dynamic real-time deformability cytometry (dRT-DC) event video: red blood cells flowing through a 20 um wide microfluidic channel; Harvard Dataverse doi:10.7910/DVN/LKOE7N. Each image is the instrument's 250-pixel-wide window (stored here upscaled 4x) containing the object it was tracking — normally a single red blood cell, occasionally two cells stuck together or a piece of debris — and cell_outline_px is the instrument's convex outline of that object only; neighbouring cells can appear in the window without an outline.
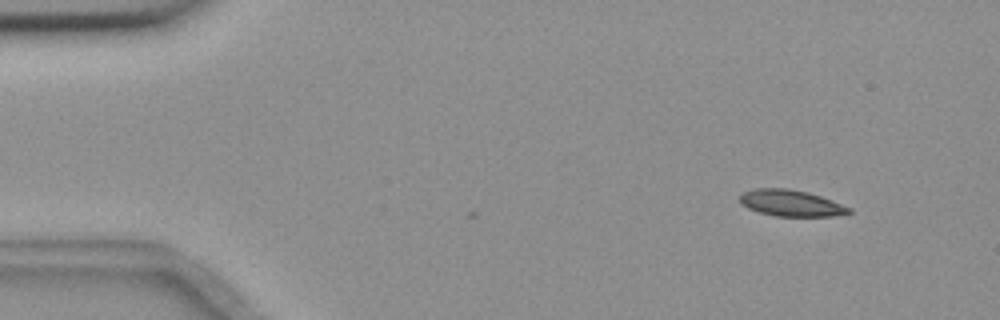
{"species": "common noctule bat (a hibernating species)", "species_latin": "Nyctalus noctula", "temperature_condition": "room temperature", "stored_images_in_passage": 45, "camera_frame_rate_fps": 3000, "um_per_image_px": 0.085, "animal": {"sex": "female", "body_mass_g": 18.4}, "frame": {"image": 1, "passage_image": 1, "time_ms": 0.0, "image_size_px": [1000, 320], "cell_outline_px": [[852, 212], [832, 216], [776, 216], [760, 212], [748, 208], [740, 204], [740, 196], [744, 192], [756, 188], [788, 188], [808, 192], [832, 200], [852, 208]], "centroid_in_image_um": [67.24, 17.26], "position_along_channel_um": 17.8, "area_um2": 16.7}}
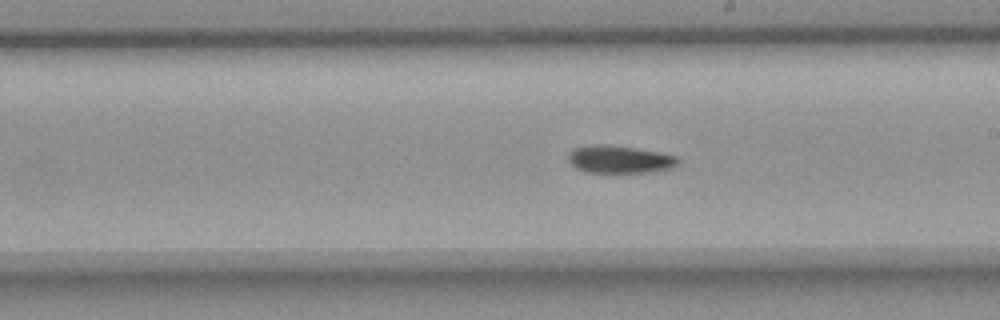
{"frame": {"image": 2, "passage_image": 27, "time_ms": 8.667, "image_size_px": [1000, 320], "cell_outline_px": [[680, 164], [672, 168], [648, 172], [584, 172], [576, 168], [568, 160], [568, 152], [572, 148], [600, 144], [636, 148], [676, 156], [680, 160]], "centroid_in_image_um": [52.66, 13.55], "position_along_channel_um": 236.3, "area_um2": 17.57}}
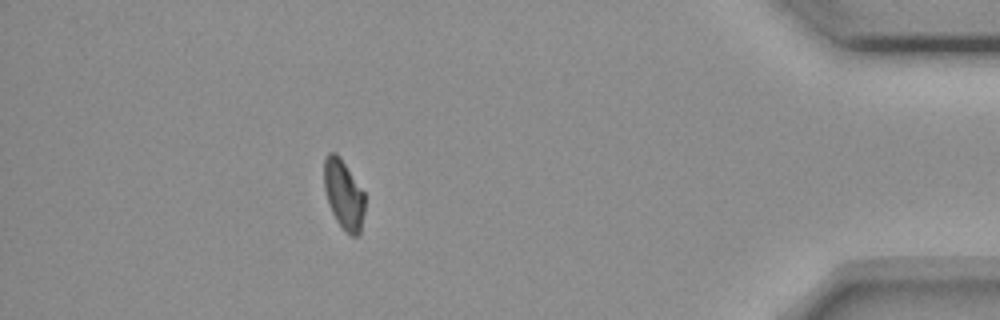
{"frame": {"image": 3, "passage_image": 45, "time_ms": 14.667, "image_size_px": [1000, 320], "cell_outline_px": [[364, 212], [360, 232], [356, 236], [352, 236], [336, 220], [328, 204], [324, 188], [324, 160], [328, 152], [336, 152], [340, 156], [364, 192]], "centroid_in_image_um": [29.2, 16.49], "position_along_channel_um": 406.0, "area_um2": 16.36}, "authors_computed_cell_mechanics": {"area_um2": 17.5712, "velocity_mm_per_s": 3.6478, "shape_relaxation_time_tau1_ms": 5.3721, "shape_relaxation_time_tau2_ms": null, "deformation_change_tau1": 0.1226, "deformation_change_tau2": null}}